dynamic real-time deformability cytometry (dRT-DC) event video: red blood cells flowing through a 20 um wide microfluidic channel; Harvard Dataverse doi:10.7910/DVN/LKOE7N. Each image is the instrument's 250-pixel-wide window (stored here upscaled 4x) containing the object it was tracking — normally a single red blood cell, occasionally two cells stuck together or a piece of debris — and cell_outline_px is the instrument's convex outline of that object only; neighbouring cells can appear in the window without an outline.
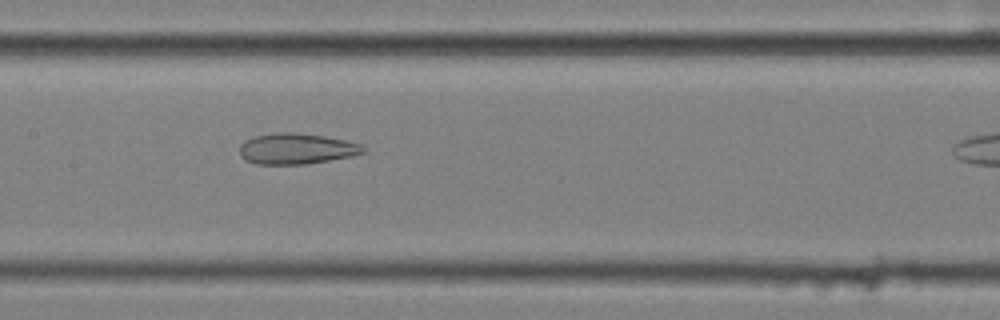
{"species": "common noctule bat (a hibernating species)", "species_latin": "Nyctalus noctula", "temperature_condition": "cold", "stored_images_in_passage": 33, "camera_frame_rate_fps": 3000, "um_per_image_px": 0.085, "animal": {"sex": "female", "body_mass_g": 25.1}, "frame": {"image": 1, "passage_image": 14, "time_ms": 4.333, "image_size_px": [1000, 320], "cell_outline_px": [[364, 152], [352, 156], [304, 164], [256, 164], [244, 160], [240, 156], [240, 144], [244, 140], [256, 136], [276, 132], [292, 132], [324, 136], [344, 140], [360, 144], [364, 148]], "centroid_in_image_um": [25.14, 12.64], "position_along_channel_um": 182.3, "area_um2": 22.08}}
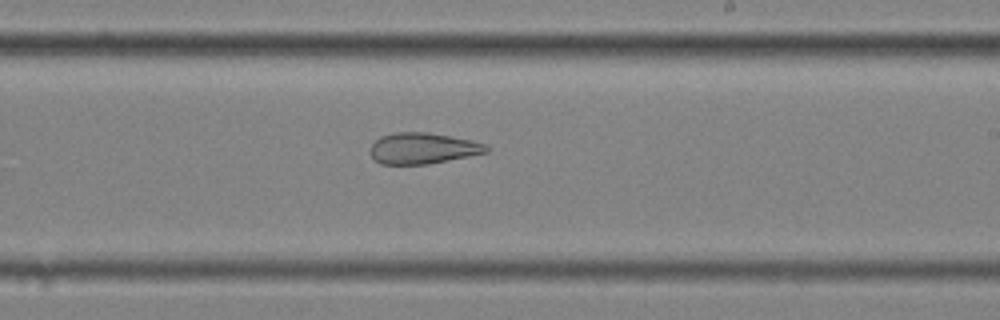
{"frame": {"image": 2, "passage_image": 20, "time_ms": 6.333, "image_size_px": [1000, 320], "cell_outline_px": [[492, 148], [488, 152], [428, 164], [380, 164], [372, 156], [372, 144], [380, 136], [396, 132], [428, 132], [472, 140], [488, 144]], "centroid_in_image_um": [36.0, 12.6], "position_along_channel_um": 253.0, "area_um2": 20.98}}
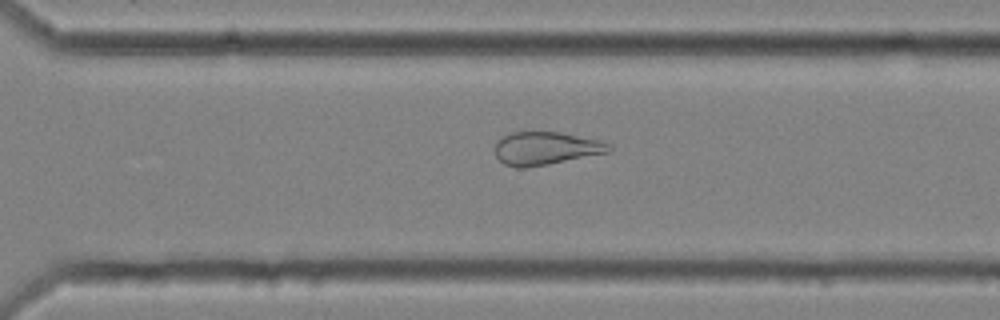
{"frame": {"image": 3, "passage_image": 26, "time_ms": 8.333, "image_size_px": [1000, 320], "cell_outline_px": [[612, 152], [548, 164], [524, 168], [516, 168], [504, 164], [496, 156], [496, 140], [512, 132], [560, 132], [600, 140], [612, 144]], "centroid_in_image_um": [46.43, 12.61], "position_along_channel_um": 324.2, "area_um2": 22.08}}